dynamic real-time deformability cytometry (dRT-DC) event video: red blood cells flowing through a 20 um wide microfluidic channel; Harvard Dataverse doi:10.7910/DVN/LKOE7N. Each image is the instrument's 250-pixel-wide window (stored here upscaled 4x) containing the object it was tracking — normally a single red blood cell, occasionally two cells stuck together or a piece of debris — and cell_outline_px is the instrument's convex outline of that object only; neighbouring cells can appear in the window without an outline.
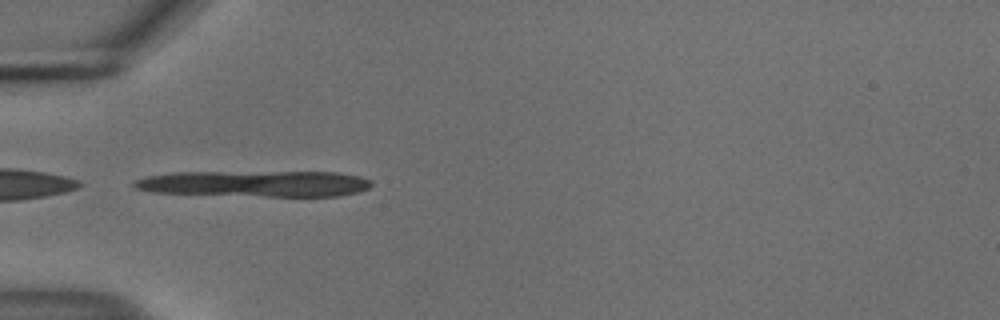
{"species": "common noctule bat (a hibernating species)", "species_latin": "Nyctalus noctula", "temperature_condition": "cold", "stored_images_in_passage": 4, "camera_frame_rate_fps": 3000, "um_per_image_px": 0.085, "animal": {"sex": "male", "body_mass_g": 18.8}, "frame": {"image": 1, "passage_image": 1, "time_ms": 0.0, "image_size_px": [1000, 320], "cell_outline_px": [[372, 184], [368, 188], [360, 192], [340, 196], [264, 196], [152, 192], [132, 188], [132, 184], [136, 180], [148, 176], [172, 172], [336, 172], [360, 176], [372, 180]], "centroid_in_image_um": [21.72, 15.61], "position_along_channel_um": 63.3, "area_um2": 36.18}}